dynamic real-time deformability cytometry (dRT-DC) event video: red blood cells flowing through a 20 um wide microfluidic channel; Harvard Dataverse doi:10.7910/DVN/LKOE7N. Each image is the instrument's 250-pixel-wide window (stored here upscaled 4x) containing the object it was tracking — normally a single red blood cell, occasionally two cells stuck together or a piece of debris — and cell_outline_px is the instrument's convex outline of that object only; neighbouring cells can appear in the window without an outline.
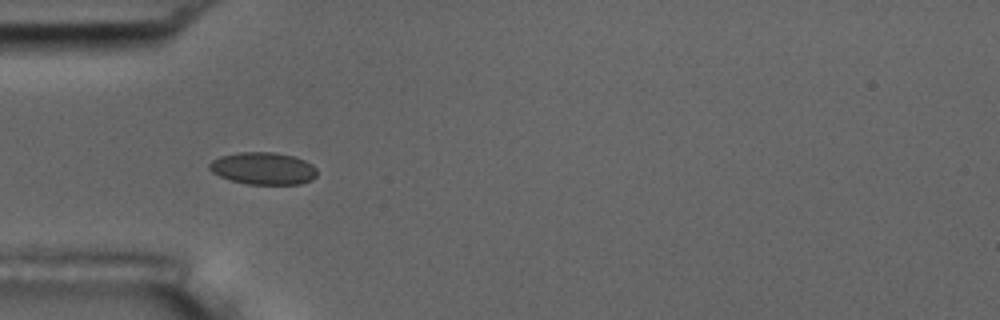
{"species": "common noctule bat (a hibernating species)", "species_latin": "Nyctalus noctula", "temperature_condition": "room temperature", "stored_images_in_passage": 5, "camera_frame_rate_fps": 3000, "um_per_image_px": 0.085, "animal": {"sex": "male", "body_mass_g": 17.5, "forearm_length_mm": 52.3}, "frame": {"image": 1, "passage_image": 4, "time_ms": 3.667, "image_size_px": [1000, 320], "cell_outline_px": [[316, 176], [312, 180], [300, 184], [248, 184], [232, 180], [220, 176], [212, 172], [208, 168], [208, 164], [212, 160], [220, 156], [240, 152], [276, 152], [292, 156], [304, 160], [312, 164], [316, 168]], "centroid_in_image_um": [22.37, 14.31], "position_along_channel_um": 62.6, "area_um2": 20.23}}